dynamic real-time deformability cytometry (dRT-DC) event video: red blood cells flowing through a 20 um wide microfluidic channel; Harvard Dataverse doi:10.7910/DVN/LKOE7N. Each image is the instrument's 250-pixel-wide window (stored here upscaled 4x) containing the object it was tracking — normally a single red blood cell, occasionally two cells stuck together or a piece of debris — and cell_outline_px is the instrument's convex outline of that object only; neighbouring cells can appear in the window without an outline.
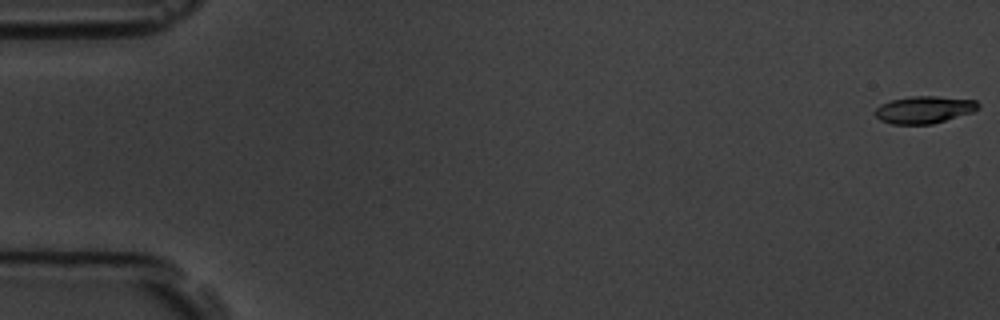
{"species": "common noctule bat (a hibernating species)", "species_latin": "Nyctalus noctula", "temperature_condition": "room temperature", "stored_images_in_passage": 4, "camera_frame_rate_fps": 3000, "um_per_image_px": 0.085, "animal": {"sex": "male", "body_mass_g": 19.5, "forearm_length_mm": 54.6}, "frame": {"image": 1, "passage_image": 1, "time_ms": 0.0, "image_size_px": [1000, 320], "cell_outline_px": [[980, 108], [972, 112], [932, 124], [892, 124], [880, 120], [872, 112], [880, 104], [892, 100], [912, 96], [936, 96], [976, 100], [980, 104]], "centroid_in_image_um": [78.54, 9.32], "position_along_channel_um": 6.5, "area_um2": 16.42}}